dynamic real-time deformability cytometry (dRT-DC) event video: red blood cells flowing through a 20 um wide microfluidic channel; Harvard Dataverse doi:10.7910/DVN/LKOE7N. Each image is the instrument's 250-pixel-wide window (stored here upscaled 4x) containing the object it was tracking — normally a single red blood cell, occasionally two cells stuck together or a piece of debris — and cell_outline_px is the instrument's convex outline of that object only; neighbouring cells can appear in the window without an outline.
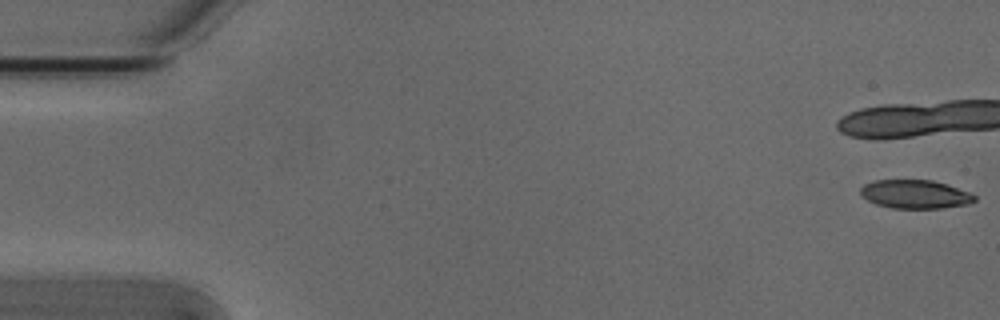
{"species": "Egyptian fruit bat (a non-hibernating species)", "species_latin": "Rousettus aegyptiacus", "temperature_condition": "cold", "stored_images_in_passage": 6, "camera_frame_rate_fps": 3000, "um_per_image_px": 0.085, "animal": {"sex": "male"}, "frame": {"image": 1, "passage_image": 1, "time_ms": 0.0, "image_size_px": [1000, 320], "cell_outline_px": [[976, 200], [968, 204], [944, 208], [892, 208], [876, 204], [860, 196], [860, 188], [864, 184], [876, 180], [932, 180], [948, 184], [972, 192], [976, 196]], "centroid_in_image_um": [77.82, 16.5], "position_along_channel_um": 7.2, "area_um2": 19.25}}
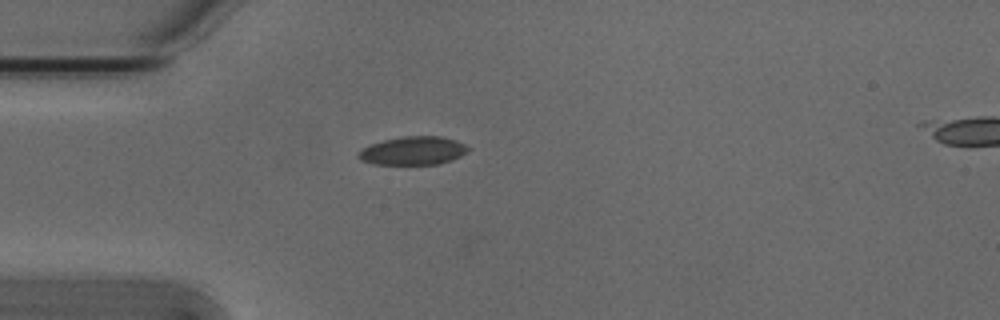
{"frame": {"image": 2, "passage_image": 6, "time_ms": 1.667, "image_size_px": [1000, 320], "cell_outline_px": [[472, 148], [468, 152], [452, 160], [440, 164], [372, 164], [360, 160], [356, 156], [364, 148], [372, 144], [384, 140], [404, 136], [440, 136], [456, 140]], "centroid_in_image_um": [35.16, 12.81], "position_along_channel_um": 49.8, "area_um2": 18.15}}